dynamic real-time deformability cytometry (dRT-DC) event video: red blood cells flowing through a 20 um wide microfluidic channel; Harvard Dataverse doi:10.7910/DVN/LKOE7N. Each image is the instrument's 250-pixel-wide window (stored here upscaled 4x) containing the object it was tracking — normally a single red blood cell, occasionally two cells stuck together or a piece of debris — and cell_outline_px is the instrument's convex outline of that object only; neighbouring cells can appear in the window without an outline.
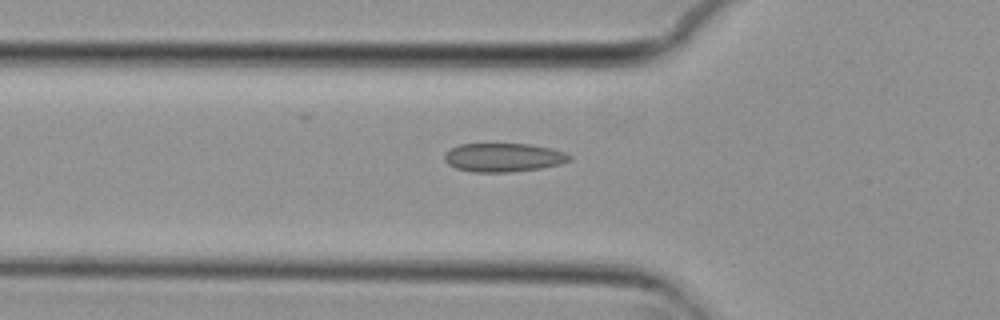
{"species": "common noctule bat (a hibernating species)", "species_latin": "Nyctalus noctula", "temperature_condition": "cold", "stored_images_in_passage": 32, "camera_frame_rate_fps": 3000, "um_per_image_px": 0.085, "animal": {"sex": "female", "body_mass_g": 29.2, "forearm_length_mm": 56.3}, "frame": {"image": 1, "passage_image": 3, "time_ms": 0.667, "image_size_px": [1000, 320], "cell_outline_px": [[572, 160], [560, 164], [540, 168], [508, 172], [472, 172], [456, 168], [448, 164], [444, 160], [444, 152], [460, 144], [532, 144], [564, 152], [572, 156]], "centroid_in_image_um": [42.78, 13.38], "position_along_channel_um": 83.0, "area_um2": 20.87}}
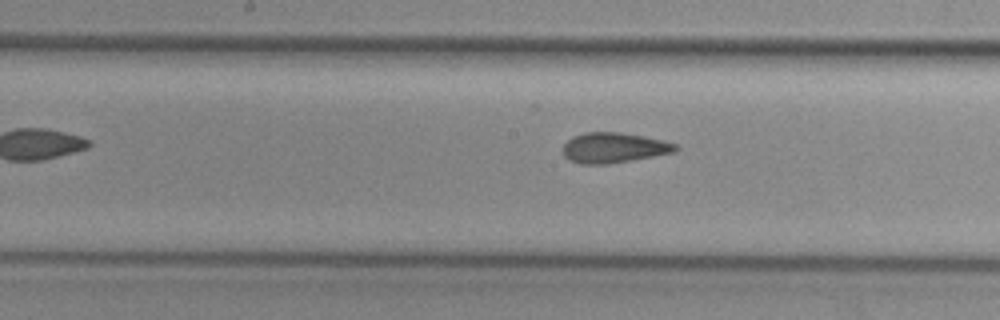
{"frame": {"image": 2, "passage_image": 12, "time_ms": 3.667, "image_size_px": [1000, 320], "cell_outline_px": [[680, 148], [676, 152], [632, 160], [608, 164], [580, 164], [568, 160], [564, 156], [564, 144], [572, 136], [584, 132], [620, 132], [644, 136], [676, 144]], "centroid_in_image_um": [52.17, 12.56], "position_along_channel_um": 196.0, "area_um2": 19.94}}
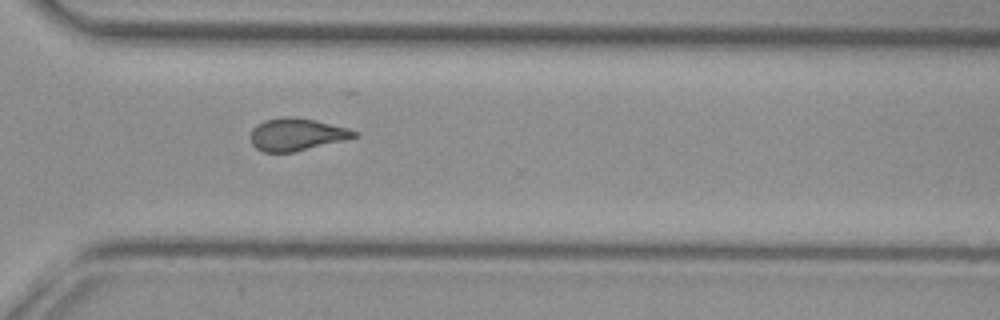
{"frame": {"image": 3, "passage_image": 24, "time_ms": 7.667, "image_size_px": [1000, 320], "cell_outline_px": [[360, 136], [344, 140], [292, 152], [264, 152], [256, 148], [252, 144], [252, 128], [256, 124], [264, 120], [284, 116], [288, 116], [316, 120], [348, 128], [360, 132]], "centroid_in_image_um": [25.24, 11.41], "position_along_channel_um": 345.4, "area_um2": 19.54}, "authors_computed_cell_mechanics": {"area_um2": 19.7676, "velocity_mm_per_s": 3.74, "shape_relaxation_time_tau1_ms": null, "shape_relaxation_time_tau2_ms": 2.3149, "deformation_change_tau1": null, "deformation_change_tau2": 0.0773}}